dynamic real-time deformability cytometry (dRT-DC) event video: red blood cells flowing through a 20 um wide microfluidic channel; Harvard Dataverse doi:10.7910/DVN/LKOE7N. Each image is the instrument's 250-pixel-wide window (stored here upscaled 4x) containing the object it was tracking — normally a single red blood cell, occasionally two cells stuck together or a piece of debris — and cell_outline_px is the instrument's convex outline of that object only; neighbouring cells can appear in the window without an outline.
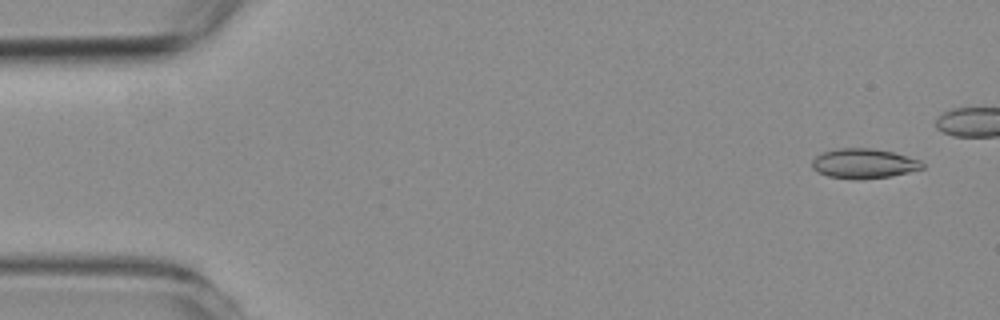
{"species": "common noctule bat (a hibernating species)", "species_latin": "Nyctalus noctula", "temperature_condition": "room temperature", "stored_images_in_passage": 46, "camera_frame_rate_fps": 3000, "um_per_image_px": 0.085, "animal": {"sex": "female", "body_mass_g": 19.3, "forearm_length_mm": 54.1}, "frame": {"image": 1, "passage_image": 3, "time_ms": 0.667, "image_size_px": [1000, 320], "cell_outline_px": [[924, 168], [892, 176], [860, 180], [852, 180], [828, 176], [816, 172], [812, 168], [812, 160], [816, 156], [824, 152], [840, 148], [872, 148], [892, 152], [920, 160], [924, 164]], "centroid_in_image_um": [73.41, 13.92], "position_along_channel_um": 11.6, "area_um2": 19.25}}
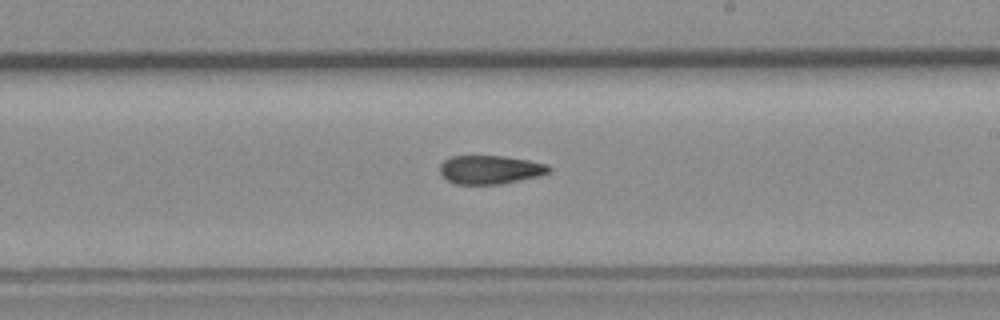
{"frame": {"image": 2, "passage_image": 33, "time_ms": 10.667, "image_size_px": [1000, 320], "cell_outline_px": [[552, 172], [540, 176], [500, 184], [456, 184], [448, 180], [440, 172], [440, 164], [444, 160], [452, 156], [504, 156], [528, 160], [548, 164], [552, 168]], "centroid_in_image_um": [41.71, 14.42], "position_along_channel_um": 247.3, "area_um2": 18.26}}
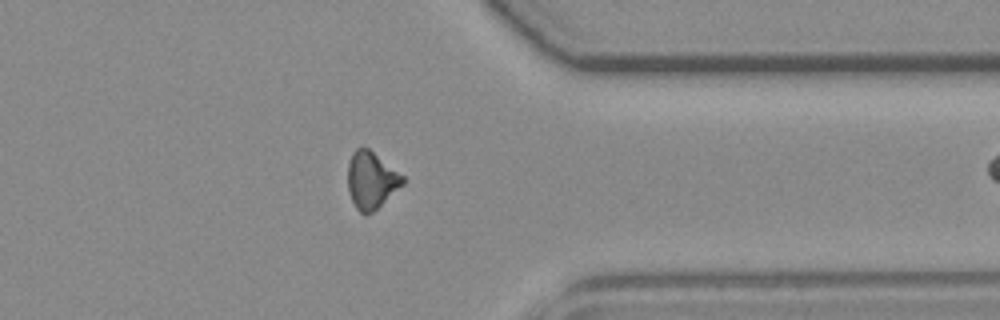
{"frame": {"image": 3, "passage_image": 45, "time_ms": 14.667, "image_size_px": [1000, 320], "cell_outline_px": [[404, 184], [372, 212], [360, 212], [356, 208], [348, 192], [348, 164], [352, 152], [356, 148], [368, 148], [404, 176]], "centroid_in_image_um": [31.55, 15.3], "position_along_channel_um": 379.9, "area_um2": 17.92}}